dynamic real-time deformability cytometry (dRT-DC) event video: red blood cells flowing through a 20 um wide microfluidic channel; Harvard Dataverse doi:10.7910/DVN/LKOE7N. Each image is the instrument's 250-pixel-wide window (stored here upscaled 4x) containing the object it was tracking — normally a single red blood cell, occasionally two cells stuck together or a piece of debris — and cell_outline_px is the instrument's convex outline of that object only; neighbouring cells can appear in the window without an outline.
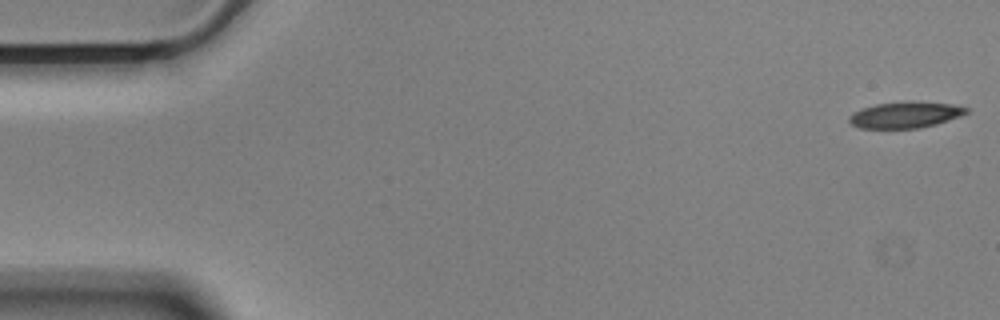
{"species": "Egyptian fruit bat (a non-hibernating species)", "species_latin": "Rousettus aegyptiacus", "temperature_condition": "cold", "stored_images_in_passage": 13, "camera_frame_rate_fps": 3000, "um_per_image_px": 0.085, "animal": {"sex": "male"}, "frame": {"image": 1, "passage_image": 1, "time_ms": 0.0, "image_size_px": [1000, 320], "cell_outline_px": [[972, 108], [968, 112], [960, 116], [936, 124], [920, 128], [860, 128], [852, 124], [848, 120], [848, 116], [860, 108], [876, 104], [908, 100], [912, 100], [952, 104]], "centroid_in_image_um": [76.97, 9.74], "position_along_channel_um": 8.0, "area_um2": 18.21}}